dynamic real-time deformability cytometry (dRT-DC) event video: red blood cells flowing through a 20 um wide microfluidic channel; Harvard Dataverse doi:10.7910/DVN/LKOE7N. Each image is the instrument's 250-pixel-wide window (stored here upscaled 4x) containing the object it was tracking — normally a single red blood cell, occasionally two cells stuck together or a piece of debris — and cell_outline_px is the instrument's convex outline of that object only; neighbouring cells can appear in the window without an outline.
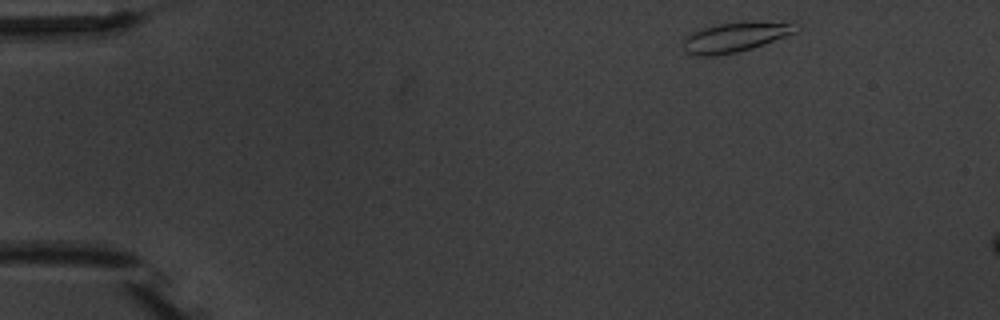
{"species": "common noctule bat (a hibernating species)", "species_latin": "Nyctalus noctula", "temperature_condition": "warm", "stored_images_in_passage": 3, "camera_frame_rate_fps": 3000, "um_per_image_px": 0.085, "animal": {"sex": "male", "body_mass_g": 20.1, "forearm_length_mm": 53.5}, "frame": {"image": 1, "passage_image": 1, "time_ms": 0.0, "image_size_px": [1000, 320], "cell_outline_px": [[800, 28], [796, 32], [764, 44], [752, 48], [736, 52], [708, 56], [696, 56], [684, 52], [684, 40], [692, 32], [716, 24], [740, 20], [792, 20], [800, 24]], "centroid_in_image_um": [62.64, 3.08], "position_along_channel_um": 22.4, "area_um2": 20.35}}